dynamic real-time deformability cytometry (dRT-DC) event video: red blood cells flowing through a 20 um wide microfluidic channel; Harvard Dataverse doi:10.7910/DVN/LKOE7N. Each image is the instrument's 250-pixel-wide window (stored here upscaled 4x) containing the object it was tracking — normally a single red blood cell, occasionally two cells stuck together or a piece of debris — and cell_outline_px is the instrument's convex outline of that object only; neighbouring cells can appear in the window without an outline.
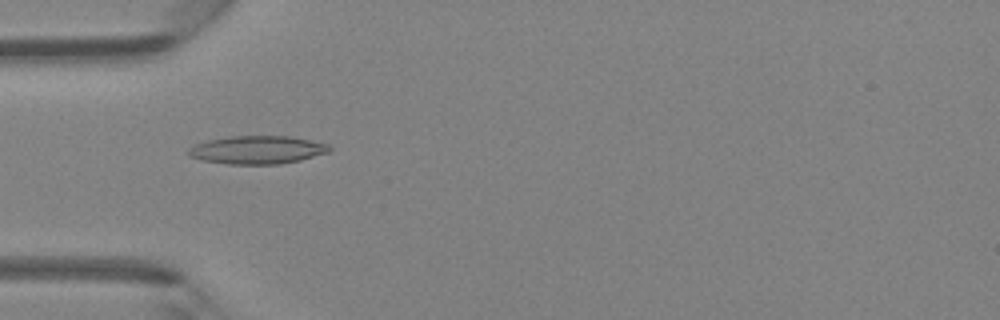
{"species": "Egyptian fruit bat (a non-hibernating species)", "species_latin": "Rousettus aegyptiacus", "temperature_condition": "room temperature", "stored_images_in_passage": 47, "camera_frame_rate_fps": 3000, "um_per_image_px": 0.085, "animal": {"sex": "female"}, "frame": {"image": 1, "passage_image": 15, "time_ms": 4.667, "image_size_px": [1000, 320], "cell_outline_px": [[332, 148], [328, 152], [300, 160], [280, 164], [228, 164], [200, 160], [188, 156], [184, 152], [188, 148], [196, 144], [208, 140], [228, 136], [288, 136], [328, 144]], "centroid_in_image_um": [21.8, 12.74], "position_along_channel_um": 63.2, "area_um2": 23.18}}
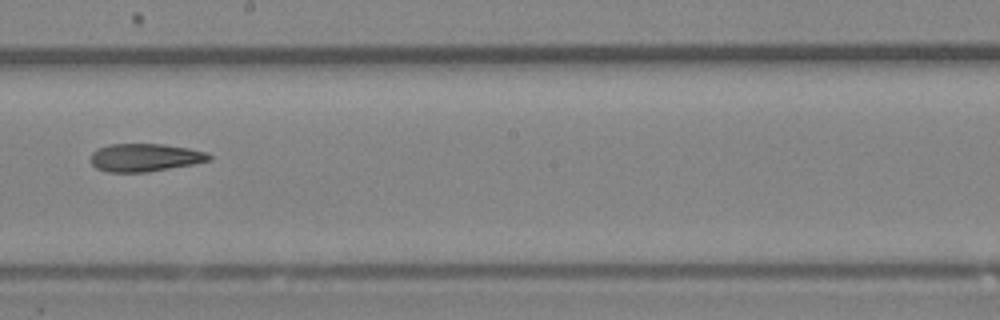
{"frame": {"image": 2, "passage_image": 27, "time_ms": 8.667, "image_size_px": [1000, 320], "cell_outline_px": [[212, 160], [192, 164], [148, 172], [108, 172], [96, 168], [88, 160], [92, 152], [96, 148], [108, 144], [164, 144], [188, 148], [208, 152], [212, 156]], "centroid_in_image_um": [12.29, 13.38], "position_along_channel_um": 235.9, "area_um2": 19.54}}
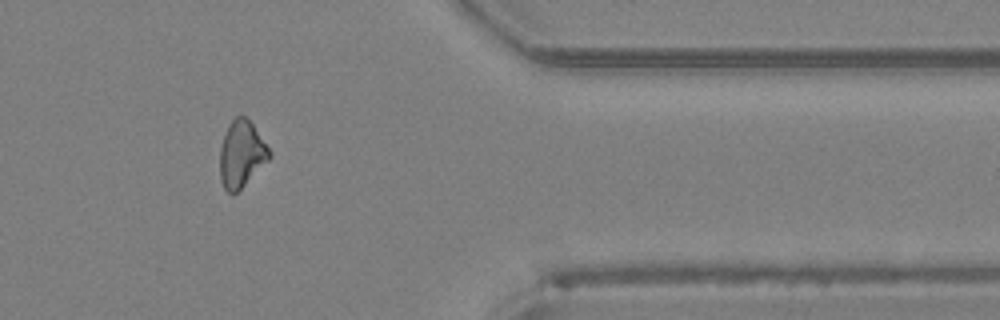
{"frame": {"image": 3, "passage_image": 39, "time_ms": 12.667, "image_size_px": [1000, 320], "cell_outline_px": [[272, 156], [232, 196], [224, 188], [220, 180], [220, 148], [224, 136], [232, 120], [236, 116], [244, 116], [252, 124], [268, 148]], "centroid_in_image_um": [20.5, 13.12], "position_along_channel_um": 390.9, "area_um2": 18.61}}